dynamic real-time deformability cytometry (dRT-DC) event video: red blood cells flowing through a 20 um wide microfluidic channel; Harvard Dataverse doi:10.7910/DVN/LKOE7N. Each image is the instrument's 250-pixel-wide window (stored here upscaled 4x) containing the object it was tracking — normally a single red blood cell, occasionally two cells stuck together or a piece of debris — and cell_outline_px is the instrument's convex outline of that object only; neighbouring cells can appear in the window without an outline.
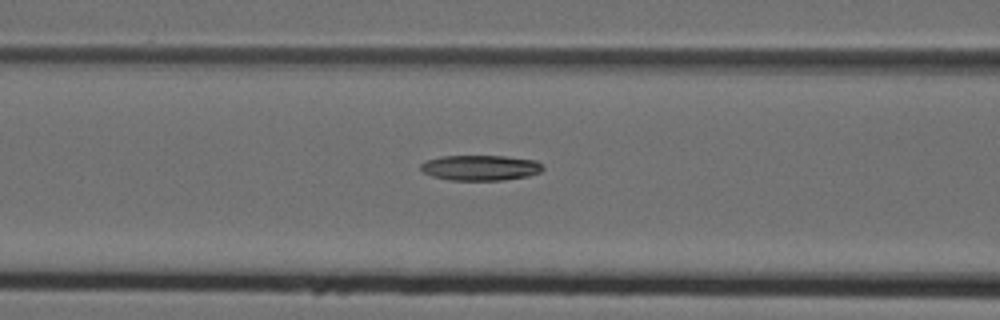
{"species": "Egyptian fruit bat (a non-hibernating species)", "species_latin": "Rousettus aegyptiacus", "temperature_condition": "cold", "stored_images_in_passage": 38, "camera_frame_rate_fps": 3000, "um_per_image_px": 0.085, "animal": {"sex": "female"}, "frame": {"image": 1, "passage_image": 18, "time_ms": 5.667, "image_size_px": [1000, 320], "cell_outline_px": [[544, 168], [540, 172], [528, 176], [504, 180], [448, 180], [432, 176], [424, 172], [420, 168], [420, 164], [428, 160], [440, 156], [504, 156], [536, 160]], "centroid_in_image_um": [40.83, 14.26], "position_along_channel_um": 125.8, "area_um2": 18.03}}
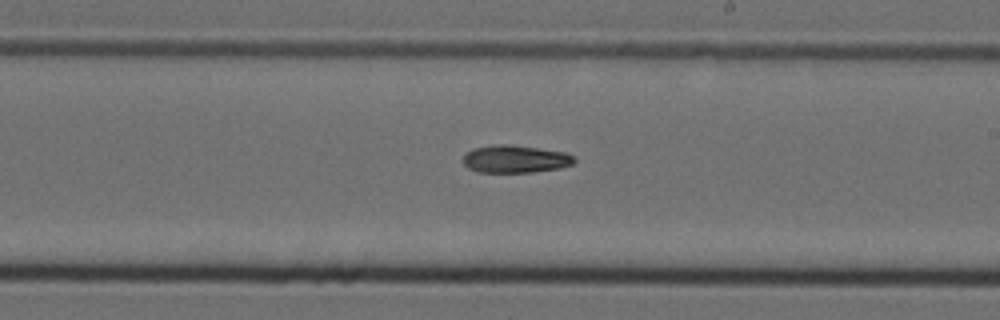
{"frame": {"image": 2, "passage_image": 27, "time_ms": 8.667, "image_size_px": [1000, 320], "cell_outline_px": [[576, 160], [572, 164], [560, 168], [532, 172], [476, 172], [468, 168], [464, 164], [464, 156], [472, 148], [500, 144], [512, 144], [568, 152], [576, 156]], "centroid_in_image_um": [43.85, 13.51], "position_along_channel_um": 245.2, "area_um2": 18.09}}
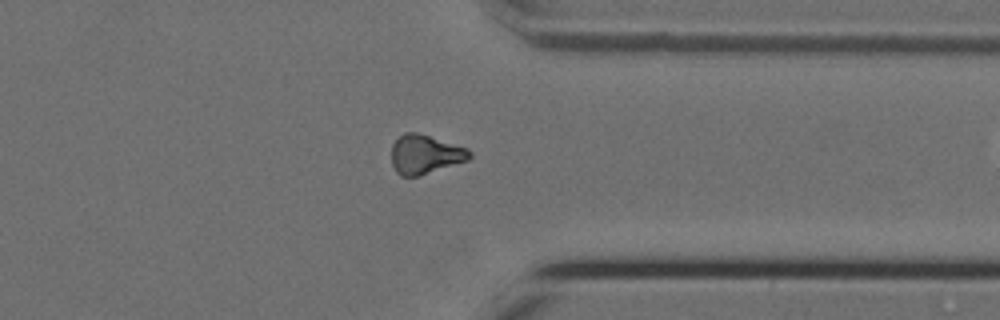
{"frame": {"image": 3, "passage_image": 37, "time_ms": 12.0, "image_size_px": [1000, 320], "cell_outline_px": [[472, 156], [468, 160], [416, 176], [400, 176], [396, 172], [392, 164], [392, 144], [404, 132], [416, 132], [468, 148], [472, 152]], "centroid_in_image_um": [36.13, 13.11], "position_along_channel_um": 375.3, "area_um2": 17.57}}